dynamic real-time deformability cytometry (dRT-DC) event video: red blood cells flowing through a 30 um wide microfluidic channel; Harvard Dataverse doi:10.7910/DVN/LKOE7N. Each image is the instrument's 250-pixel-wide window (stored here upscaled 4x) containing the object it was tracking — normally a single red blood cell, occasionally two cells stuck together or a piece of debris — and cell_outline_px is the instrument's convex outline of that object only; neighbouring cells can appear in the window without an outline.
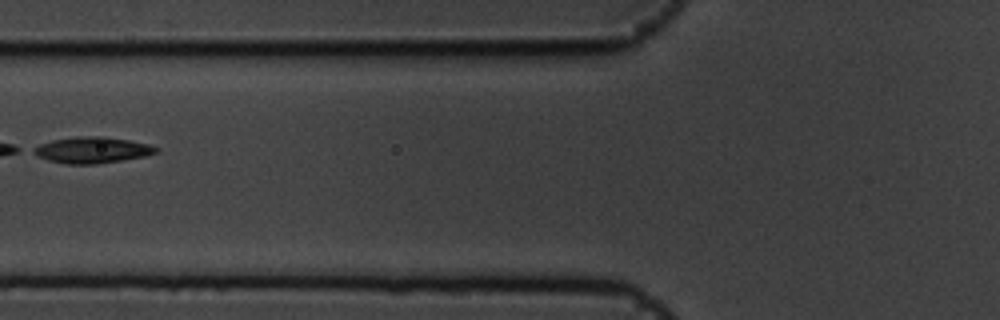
{"species": "common noctule bat (a hibernating species)", "species_latin": "Nyctalus noctula", "temperature_condition": "cold", "stored_images_in_passage": 3, "camera_frame_rate_fps": 3000, "um_per_image_px": 0.085, "animal": {"sex": "male", "body_mass_g": 19.5, "forearm_length_mm": 54.6}, "frame": {"image": 1, "passage_image": 3, "time_ms": 0.667, "image_size_px": [1000, 320], "cell_outline_px": [[160, 148], [156, 152], [144, 156], [96, 164], [68, 164], [48, 160], [36, 156], [28, 152], [32, 148], [40, 144], [52, 140], [76, 136], [104, 136], [128, 140], [148, 144]], "centroid_in_image_um": [7.76, 12.74], "position_along_channel_um": 118.0, "area_um2": 18.73}}